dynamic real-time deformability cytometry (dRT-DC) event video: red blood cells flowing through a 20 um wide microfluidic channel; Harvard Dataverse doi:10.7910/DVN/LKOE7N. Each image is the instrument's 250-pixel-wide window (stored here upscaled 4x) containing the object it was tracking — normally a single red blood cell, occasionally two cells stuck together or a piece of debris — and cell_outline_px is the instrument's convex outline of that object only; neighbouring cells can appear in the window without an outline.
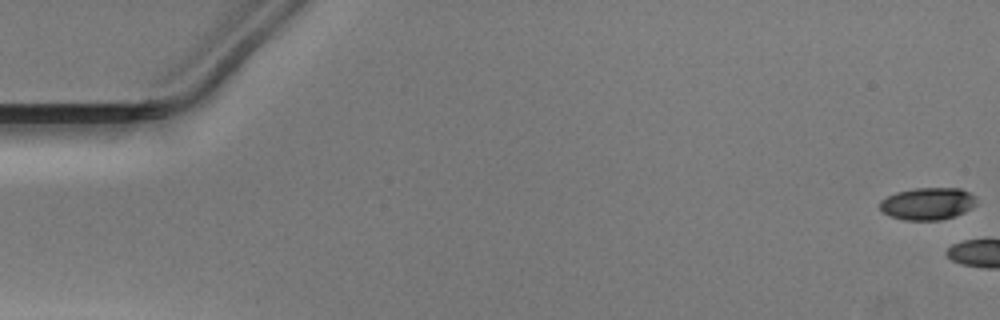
{"species": "Egyptian fruit bat (a non-hibernating species)", "species_latin": "Rousettus aegyptiacus", "temperature_condition": "warm", "stored_images_in_passage": 4, "camera_frame_rate_fps": 3000, "um_per_image_px": 0.085, "animal": {"sex": "male"}, "frame": {"image": 1, "passage_image": 1, "time_ms": 0.0, "image_size_px": [1000, 320], "cell_outline_px": [[976, 204], [972, 208], [956, 216], [940, 220], [904, 220], [888, 216], [880, 208], [880, 200], [896, 192], [916, 188], [960, 188], [976, 196]], "centroid_in_image_um": [78.86, 17.31], "position_along_channel_um": 6.1, "area_um2": 18.26}}